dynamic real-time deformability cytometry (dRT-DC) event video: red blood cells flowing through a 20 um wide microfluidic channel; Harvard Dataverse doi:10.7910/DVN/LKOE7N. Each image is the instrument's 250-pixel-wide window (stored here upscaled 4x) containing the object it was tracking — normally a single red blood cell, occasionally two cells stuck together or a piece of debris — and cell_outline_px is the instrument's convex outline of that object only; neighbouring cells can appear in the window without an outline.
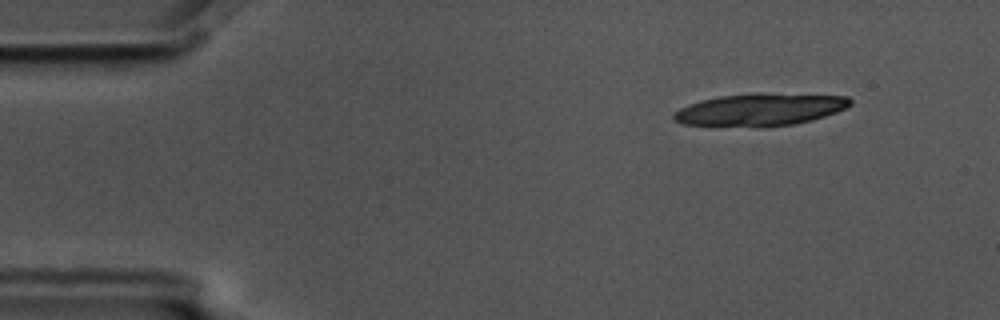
{"species": "common noctule bat (a hibernating species)", "species_latin": "Nyctalus noctula", "temperature_condition": "cold", "stored_images_in_passage": 7, "camera_frame_rate_fps": 3000, "um_per_image_px": 0.085, "animal": {"sex": "male", "body_mass_g": 17.5, "forearm_length_mm": 52.3}, "frame": {"image": 1, "passage_image": 1, "time_ms": 0.0, "image_size_px": [1000, 320], "cell_outline_px": [[852, 104], [836, 112], [812, 120], [796, 124], [764, 128], [756, 128], [680, 124], [672, 120], [672, 116], [680, 108], [700, 100], [720, 96], [848, 96], [852, 100]], "centroid_in_image_um": [64.52, 9.4], "position_along_channel_um": 20.5, "area_um2": 32.19}}
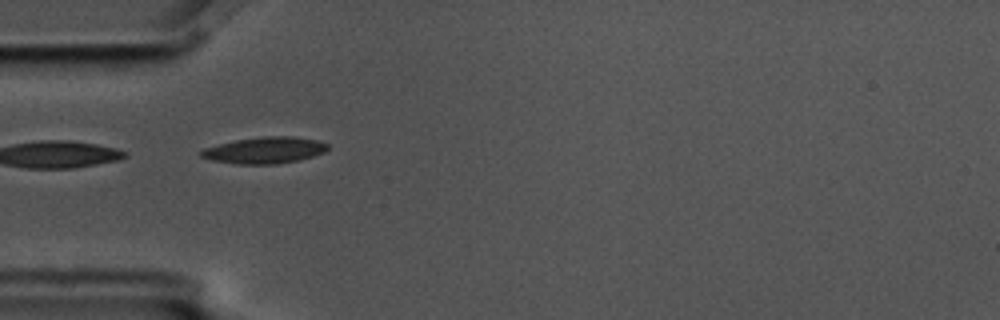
{"frame": {"image": 2, "passage_image": 4, "time_ms": 1.0, "image_size_px": [1000, 320], "cell_outline_px": [[328, 148], [324, 152], [300, 160], [276, 164], [236, 164], [212, 160], [200, 156], [200, 152], [204, 148], [236, 140], [264, 136], [292, 136], [316, 140], [328, 144]], "centroid_in_image_um": [22.5, 12.77], "position_along_channel_um": 62.5, "area_um2": 19.36}}